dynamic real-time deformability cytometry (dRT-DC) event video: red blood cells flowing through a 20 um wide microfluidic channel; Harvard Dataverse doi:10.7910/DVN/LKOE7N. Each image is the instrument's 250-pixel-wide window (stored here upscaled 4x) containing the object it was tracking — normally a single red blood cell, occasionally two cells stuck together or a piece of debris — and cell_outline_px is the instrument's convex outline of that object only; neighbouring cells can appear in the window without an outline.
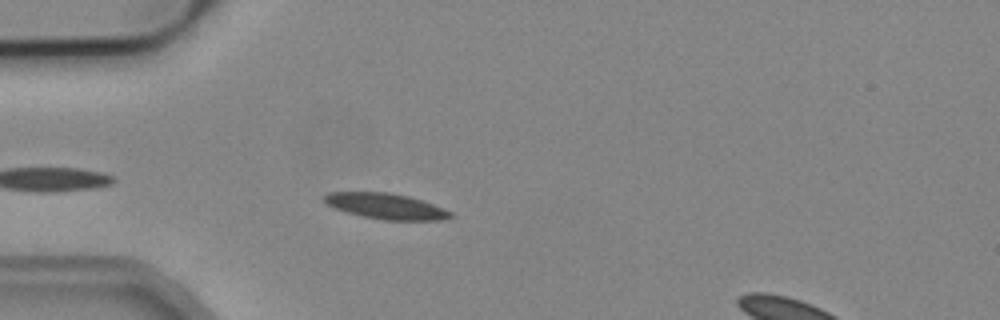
{"species": "common noctule bat (a hibernating species)", "species_latin": "Nyctalus noctula", "temperature_condition": "cold", "stored_images_in_passage": 2, "camera_frame_rate_fps": 3000, "um_per_image_px": 0.085, "animal": {"sex": "male", "body_mass_g": 19.2, "forearm_length_mm": 51.8}, "frame": {"image": 1, "passage_image": 2, "time_ms": 0.333, "image_size_px": [1000, 320], "cell_outline_px": [[452, 216], [440, 220], [384, 220], [360, 216], [336, 208], [328, 204], [324, 200], [324, 196], [328, 192], [388, 192], [408, 196], [432, 204], [452, 212]], "centroid_in_image_um": [32.79, 17.52], "position_along_channel_um": 52.2, "area_um2": 18.61}}